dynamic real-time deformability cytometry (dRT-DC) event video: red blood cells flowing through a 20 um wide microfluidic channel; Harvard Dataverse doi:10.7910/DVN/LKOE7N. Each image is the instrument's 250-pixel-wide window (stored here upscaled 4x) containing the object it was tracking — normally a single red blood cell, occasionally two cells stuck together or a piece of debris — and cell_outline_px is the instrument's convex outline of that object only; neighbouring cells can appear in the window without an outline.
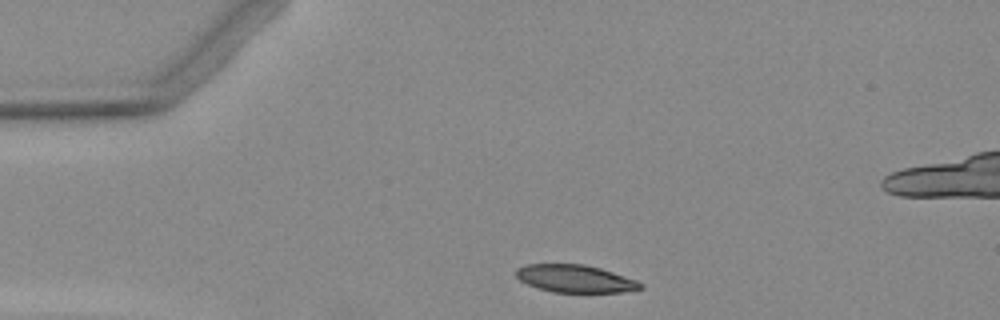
{"species": "Egyptian fruit bat (a non-hibernating species)", "species_latin": "Rousettus aegyptiacus", "temperature_condition": "warm", "stored_images_in_passage": 2, "camera_frame_rate_fps": 3000, "um_per_image_px": 0.085, "animal": {"sex": "female"}, "frame": {"image": 1, "passage_image": 1, "time_ms": 0.0, "image_size_px": [1000, 320], "cell_outline_px": [[644, 288], [620, 292], [552, 292], [528, 284], [520, 280], [516, 276], [516, 268], [524, 264], [584, 264], [600, 268], [636, 280], [644, 284]], "centroid_in_image_um": [48.88, 23.68], "position_along_channel_um": 36.1, "area_um2": 19.88}}